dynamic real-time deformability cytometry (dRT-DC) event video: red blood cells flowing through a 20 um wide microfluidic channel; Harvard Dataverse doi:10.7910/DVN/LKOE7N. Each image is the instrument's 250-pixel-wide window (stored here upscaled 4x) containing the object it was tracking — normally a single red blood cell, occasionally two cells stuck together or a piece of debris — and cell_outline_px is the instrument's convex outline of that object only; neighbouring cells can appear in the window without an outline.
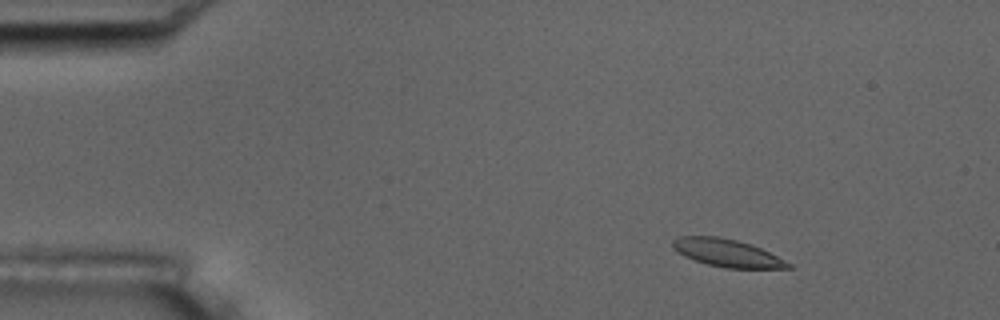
{"species": "common noctule bat (a hibernating species)", "species_latin": "Nyctalus noctula", "temperature_condition": "room temperature", "stored_images_in_passage": 8, "camera_frame_rate_fps": 3000, "um_per_image_px": 0.085, "animal": {"sex": "male", "body_mass_g": 17.5, "forearm_length_mm": 52.3}, "frame": {"image": 1, "passage_image": 2, "time_ms": 1.0, "image_size_px": [1000, 320], "cell_outline_px": [[792, 268], [724, 268], [708, 264], [684, 256], [672, 248], [672, 240], [680, 236], [716, 236], [736, 240], [752, 244], [792, 264]], "centroid_in_image_um": [61.78, 21.49], "position_along_channel_um": 23.2, "area_um2": 18.44}}
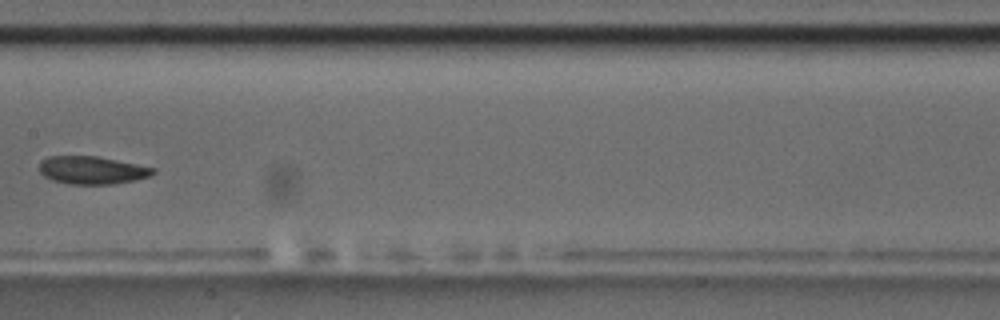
{"frame": {"image": 2, "passage_image": 7, "time_ms": 8.0, "image_size_px": [1000, 320], "cell_outline_px": [[156, 172], [148, 176], [136, 180], [112, 184], [68, 184], [52, 180], [44, 176], [40, 172], [40, 160], [48, 156], [96, 156], [156, 168]], "centroid_in_image_um": [7.8, 14.46], "position_along_channel_um": 199.6, "area_um2": 18.44}}
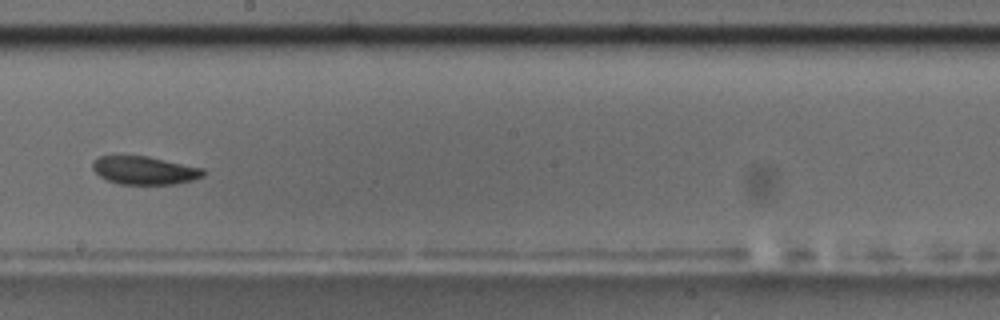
{"frame": {"image": 3, "passage_image": 8, "time_ms": 9.0, "image_size_px": [1000, 320], "cell_outline_px": [[204, 176], [192, 180], [176, 184], [120, 184], [108, 180], [100, 176], [92, 168], [92, 160], [100, 156], [148, 156], [204, 168]], "centroid_in_image_um": [12.29, 14.48], "position_along_channel_um": 235.9, "area_um2": 18.15}}